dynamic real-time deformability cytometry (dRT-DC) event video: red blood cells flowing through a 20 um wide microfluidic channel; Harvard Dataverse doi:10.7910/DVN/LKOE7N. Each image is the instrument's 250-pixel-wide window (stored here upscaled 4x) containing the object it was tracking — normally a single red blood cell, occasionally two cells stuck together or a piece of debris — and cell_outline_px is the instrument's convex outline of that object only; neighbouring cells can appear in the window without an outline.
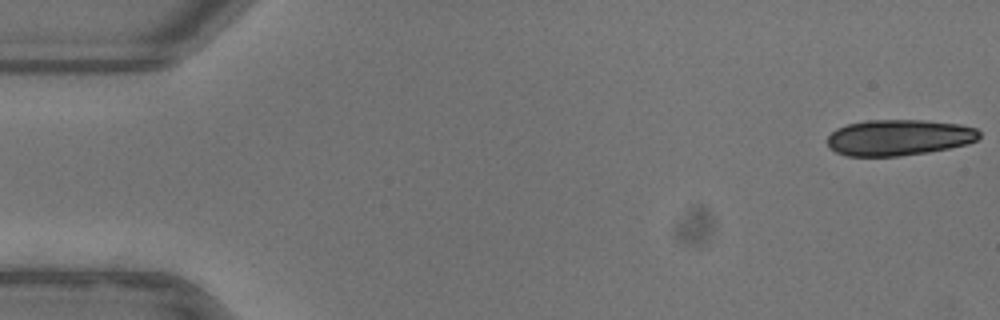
{"species": "common noctule bat (a hibernating species)", "species_latin": "Nyctalus noctula", "temperature_condition": "warm", "stored_images_in_passage": 17, "camera_frame_rate_fps": 3000, "um_per_image_px": 0.085, "animal": {"sex": "female"}, "frame": {"image": 1, "passage_image": 1, "time_ms": 0.0, "image_size_px": [1000, 320], "cell_outline_px": [[980, 136], [976, 140], [968, 144], [928, 152], [900, 156], [848, 156], [836, 152], [828, 148], [828, 136], [836, 128], [848, 124], [868, 120], [924, 120], [960, 124], [976, 128], [980, 132]], "centroid_in_image_um": [76.4, 11.69], "position_along_channel_um": 8.6, "area_um2": 31.96}}